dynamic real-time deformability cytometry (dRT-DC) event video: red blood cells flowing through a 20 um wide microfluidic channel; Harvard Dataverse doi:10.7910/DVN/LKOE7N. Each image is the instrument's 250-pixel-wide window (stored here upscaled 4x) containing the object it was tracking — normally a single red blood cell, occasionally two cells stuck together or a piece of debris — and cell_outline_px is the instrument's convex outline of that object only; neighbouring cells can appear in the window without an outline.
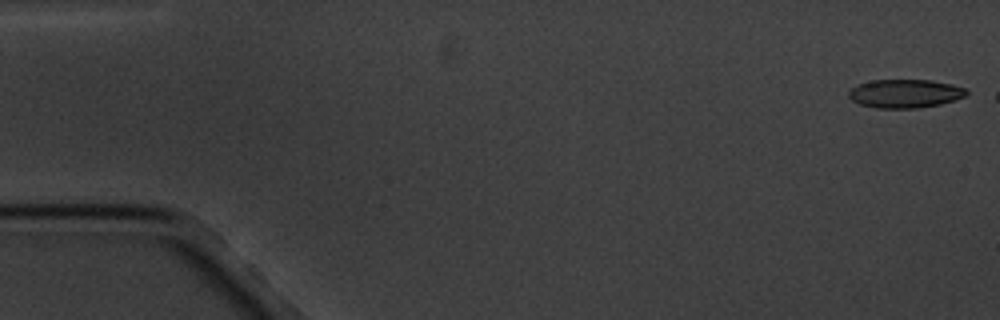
{"species": "common noctule bat (a hibernating species)", "species_latin": "Nyctalus noctula", "temperature_condition": "cold", "stored_images_in_passage": 6, "camera_frame_rate_fps": 3000, "um_per_image_px": 0.085, "animal": {"sex": "male", "body_mass_g": 20.1, "forearm_length_mm": 53.5}, "frame": {"image": 1, "passage_image": 1, "time_ms": 0.0, "image_size_px": [1000, 320], "cell_outline_px": [[968, 92], [964, 96], [956, 100], [940, 104], [916, 108], [876, 108], [860, 104], [852, 100], [848, 96], [848, 92], [852, 88], [860, 84], [872, 80], [932, 80], [952, 84], [964, 88]], "centroid_in_image_um": [76.93, 7.95], "position_along_channel_um": 8.1, "area_um2": 19.48}}